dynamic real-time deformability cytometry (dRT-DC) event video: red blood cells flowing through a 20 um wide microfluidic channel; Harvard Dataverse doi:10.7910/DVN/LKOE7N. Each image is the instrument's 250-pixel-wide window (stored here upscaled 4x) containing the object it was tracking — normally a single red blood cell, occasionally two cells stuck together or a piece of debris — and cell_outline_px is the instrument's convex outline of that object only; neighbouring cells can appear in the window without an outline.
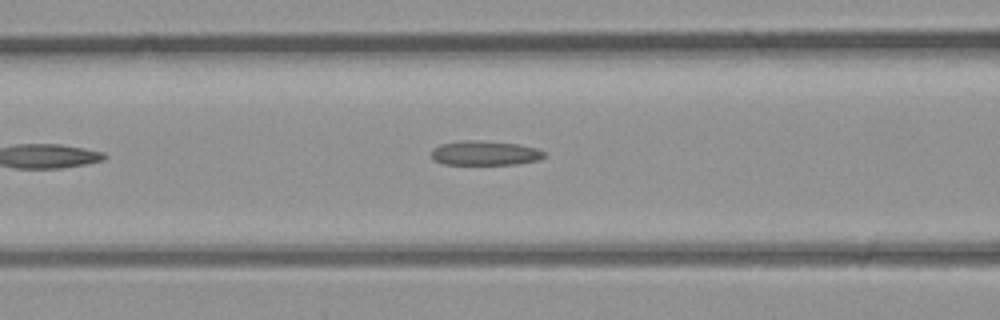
{"species": "common noctule bat (a hibernating species)", "species_latin": "Nyctalus noctula", "temperature_condition": "room temperature", "stored_images_in_passage": 12, "camera_frame_rate_fps": 3000, "um_per_image_px": 0.085, "animal": {"sex": "male", "body_mass_g": 23.1, "forearm_length_mm": 52.7}, "frame": {"image": 1, "passage_image": 7, "time_ms": 2.0, "image_size_px": [1000, 320], "cell_outline_px": [[544, 156], [540, 160], [516, 164], [444, 164], [432, 160], [432, 148], [440, 144], [464, 140], [480, 140], [520, 144], [536, 148], [544, 152]], "centroid_in_image_um": [41.2, 13.0], "position_along_channel_um": 125.4, "area_um2": 16.18}}